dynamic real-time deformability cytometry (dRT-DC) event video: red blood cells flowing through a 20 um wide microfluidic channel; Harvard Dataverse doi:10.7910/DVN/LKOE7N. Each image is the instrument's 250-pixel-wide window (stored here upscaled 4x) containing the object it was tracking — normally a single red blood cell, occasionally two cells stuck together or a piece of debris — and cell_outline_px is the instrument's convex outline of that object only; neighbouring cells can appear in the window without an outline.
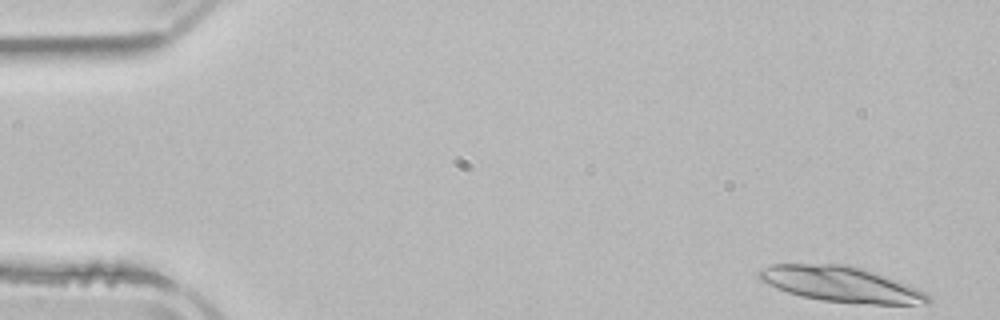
{"species": "common noctule bat (a hibernating species)", "species_latin": "Nyctalus noctula", "temperature_condition": "room temperature", "stored_images_in_passage": 4, "segment_of_instrument_passage": [1, 2], "camera_frame_rate_fps": 3000, "um_per_image_px": 0.085, "animal": {"sex": "male", "body_mass_g": 21.5, "forearm_length_mm": 52.0}, "frame": {"image": 1, "passage_image": 1, "time_ms": 0.0, "image_size_px": [1000, 320], "cell_outline_px": [[932, 304], [872, 304], [820, 300], [800, 296], [776, 288], [760, 280], [756, 276], [756, 272], [772, 264], [844, 264], [860, 268], [900, 280], [920, 288], [932, 296]], "centroid_in_image_um": [71.56, 24.17], "position_along_channel_um": 13.4, "area_um2": 35.2}}